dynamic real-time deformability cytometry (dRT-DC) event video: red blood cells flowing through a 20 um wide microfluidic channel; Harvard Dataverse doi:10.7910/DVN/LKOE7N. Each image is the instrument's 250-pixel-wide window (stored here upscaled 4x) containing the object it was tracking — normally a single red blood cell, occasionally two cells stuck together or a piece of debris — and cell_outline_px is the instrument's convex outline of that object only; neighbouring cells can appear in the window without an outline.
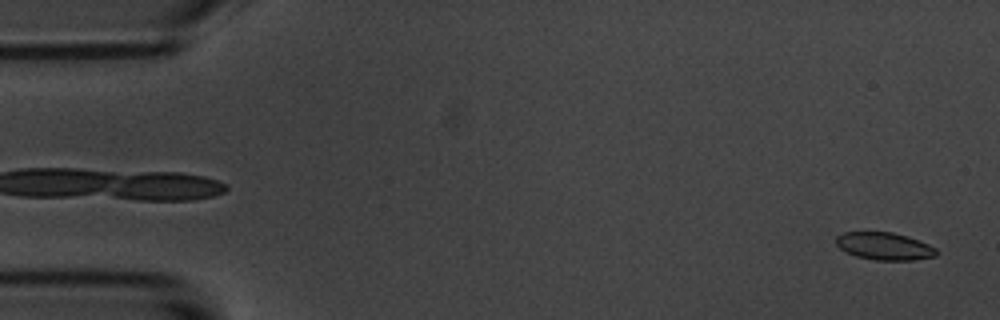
{"species": "common noctule bat (a hibernating species)", "species_latin": "Nyctalus noctula", "temperature_condition": "room temperature", "stored_images_in_passage": 57, "segment_of_instrument_passage": [1, 2], "camera_frame_rate_fps": 3000, "um_per_image_px": 0.085, "animal": {"sex": "male", "body_mass_g": 20.1, "forearm_length_mm": 53.5}, "frame": {"image": 1, "passage_image": 2, "time_ms": 0.333, "image_size_px": [1000, 320], "cell_outline_px": [[936, 256], [916, 260], [876, 260], [856, 256], [840, 248], [836, 244], [836, 236], [844, 232], [892, 232], [908, 236], [928, 244], [936, 248]], "centroid_in_image_um": [75.18, 20.92], "position_along_channel_um": 9.8, "area_um2": 16.01}}
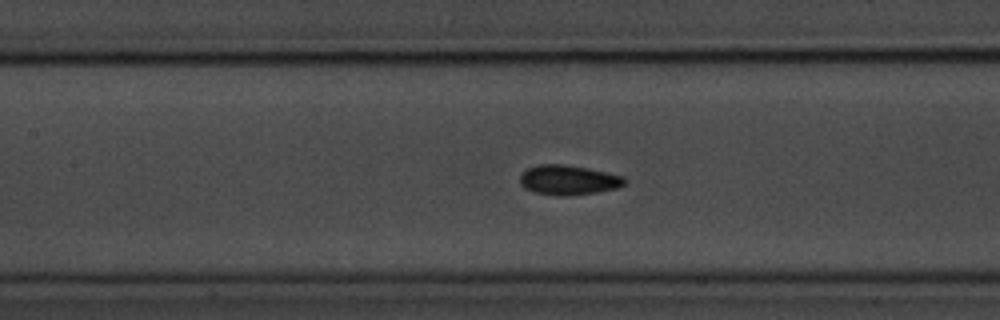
{"frame": {"image": 2, "passage_image": 25, "time_ms": 8.0, "image_size_px": [1000, 320], "cell_outline_px": [[628, 180], [624, 184], [616, 188], [596, 192], [568, 196], [560, 196], [536, 192], [524, 188], [520, 184], [520, 176], [528, 168], [536, 164], [564, 164], [588, 168], [624, 176]], "centroid_in_image_um": [48.32, 15.29], "position_along_channel_um": 159.1, "area_um2": 18.15}}
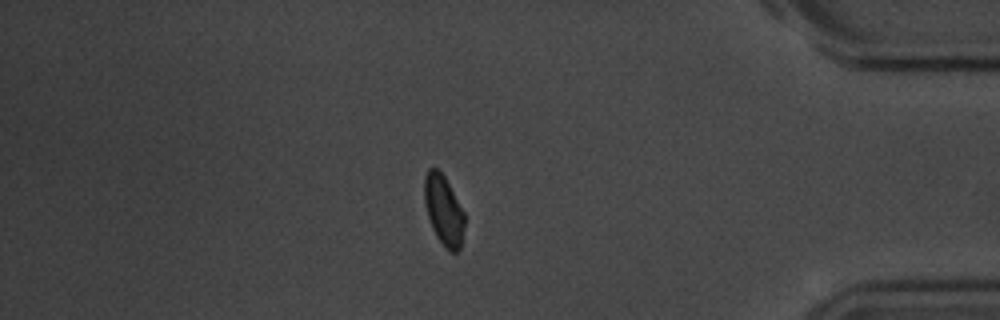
{"frame": {"image": 3, "passage_image": 48, "time_ms": 15.667, "image_size_px": [1000, 320], "cell_outline_px": [[464, 228], [460, 248], [456, 252], [452, 252], [436, 236], [432, 228], [424, 204], [424, 176], [428, 168], [436, 168], [444, 176], [464, 212]], "centroid_in_image_um": [37.69, 17.84], "position_along_channel_um": 397.5, "area_um2": 16.13}}